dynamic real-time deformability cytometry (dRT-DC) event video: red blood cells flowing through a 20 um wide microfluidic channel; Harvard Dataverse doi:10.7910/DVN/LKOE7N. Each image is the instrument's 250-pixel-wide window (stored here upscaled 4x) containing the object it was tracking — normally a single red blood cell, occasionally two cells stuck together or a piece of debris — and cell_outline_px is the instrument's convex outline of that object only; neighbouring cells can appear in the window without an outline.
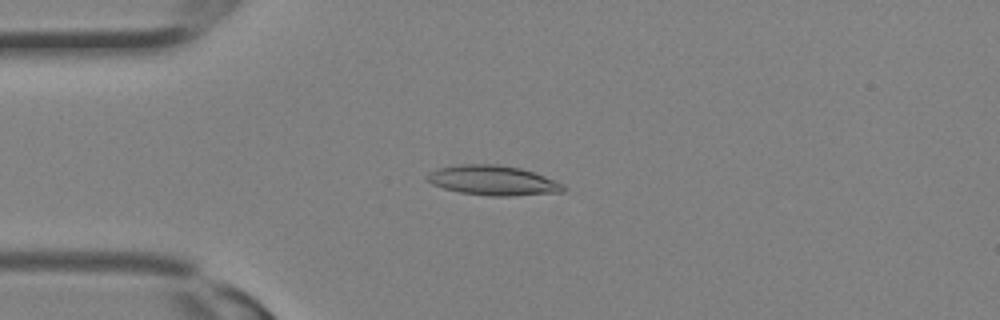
{"species": "Egyptian fruit bat (a non-hibernating species)", "species_latin": "Rousettus aegyptiacus", "temperature_condition": "room temperature", "stored_images_in_passage": 18, "camera_frame_rate_fps": 3000, "um_per_image_px": 0.085, "animal": {"sex": "female"}, "frame": {"image": 1, "passage_image": 7, "time_ms": 2.0, "image_size_px": [1000, 320], "cell_outline_px": [[564, 192], [512, 196], [488, 196], [460, 192], [444, 188], [432, 184], [424, 176], [428, 172], [440, 168], [460, 164], [496, 164], [520, 168], [556, 180], [564, 188]], "centroid_in_image_um": [41.88, 15.34], "position_along_channel_um": 43.1, "area_um2": 23.52}}
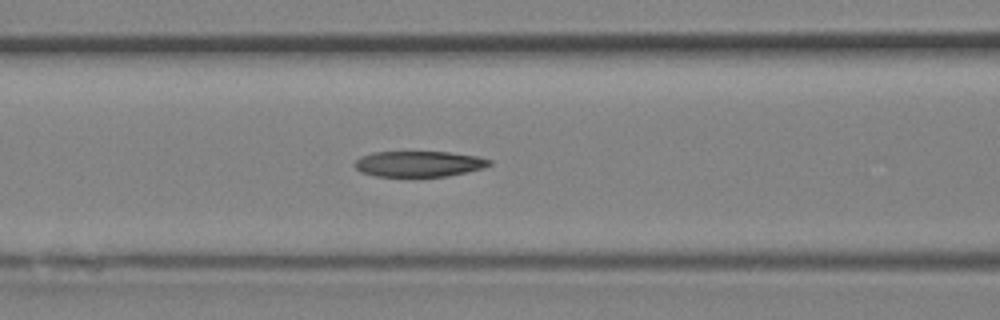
{"frame": {"image": 2, "passage_image": 12, "time_ms": 3.667, "image_size_px": [1000, 320], "cell_outline_px": [[492, 164], [484, 168], [448, 176], [376, 176], [360, 172], [352, 164], [360, 156], [372, 152], [448, 152], [476, 156], [492, 160]], "centroid_in_image_um": [35.59, 13.92], "position_along_channel_um": 131.0, "area_um2": 20.23}}
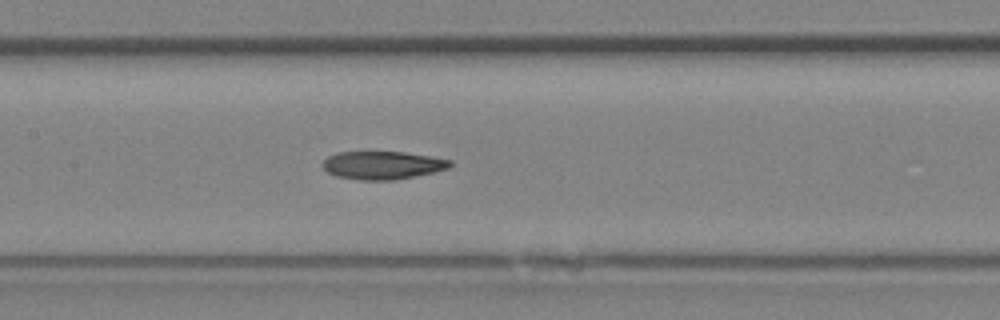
{"frame": {"image": 3, "passage_image": 14, "time_ms": 4.333, "image_size_px": [1000, 320], "cell_outline_px": [[452, 164], [448, 168], [432, 172], [392, 180], [360, 180], [336, 176], [328, 172], [320, 164], [328, 156], [336, 152], [404, 152], [432, 156], [452, 160]], "centroid_in_image_um": [32.49, 14.03], "position_along_channel_um": 174.9, "area_um2": 20.75}}